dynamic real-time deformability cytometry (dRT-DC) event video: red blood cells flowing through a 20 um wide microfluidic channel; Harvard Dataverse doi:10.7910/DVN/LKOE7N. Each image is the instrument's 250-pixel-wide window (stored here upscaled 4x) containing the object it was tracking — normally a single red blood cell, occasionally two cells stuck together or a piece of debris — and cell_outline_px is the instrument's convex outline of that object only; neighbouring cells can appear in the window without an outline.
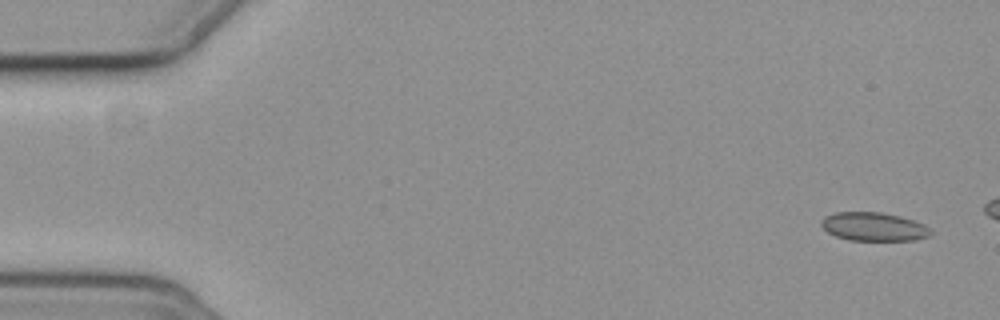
{"species": "common noctule bat (a hibernating species)", "species_latin": "Nyctalus noctula", "temperature_condition": "cold", "stored_images_in_passage": 5, "camera_frame_rate_fps": 3000, "um_per_image_px": 0.085, "animal": {"sex": "female", "body_mass_g": 19.3, "forearm_length_mm": 54.1}, "frame": {"image": 1, "passage_image": 1, "time_ms": 0.0, "image_size_px": [1000, 320], "cell_outline_px": [[932, 232], [928, 236], [912, 240], [848, 240], [836, 236], [828, 232], [820, 224], [820, 220], [824, 216], [836, 212], [880, 212], [900, 216], [924, 224]], "centroid_in_image_um": [74.22, 19.26], "position_along_channel_um": 10.8, "area_um2": 18.09}}